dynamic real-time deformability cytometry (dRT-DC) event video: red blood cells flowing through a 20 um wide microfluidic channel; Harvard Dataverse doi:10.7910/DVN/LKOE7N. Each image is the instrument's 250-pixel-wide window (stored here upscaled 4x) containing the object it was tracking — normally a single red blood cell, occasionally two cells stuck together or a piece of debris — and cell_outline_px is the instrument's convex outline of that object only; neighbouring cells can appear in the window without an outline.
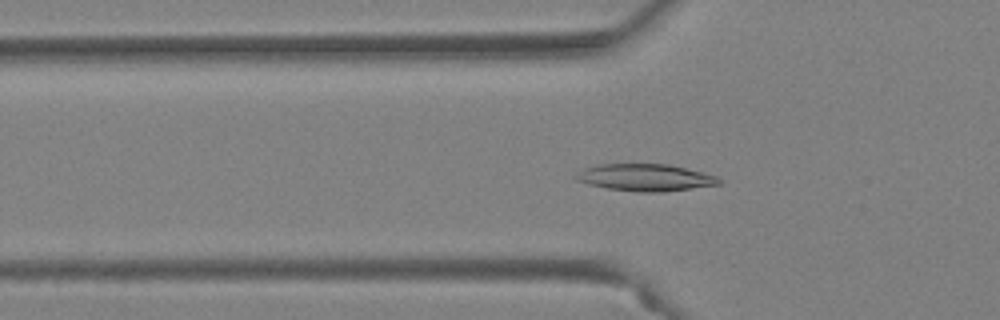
{"species": "Egyptian fruit bat (a non-hibernating species)", "species_latin": "Rousettus aegyptiacus", "temperature_condition": "warm", "stored_images_in_passage": 49, "camera_frame_rate_fps": 3000, "um_per_image_px": 0.085, "animal": {"sex": "female"}, "frame": {"image": 1, "passage_image": 17, "time_ms": 5.333, "image_size_px": [1000, 320], "cell_outline_px": [[720, 184], [660, 192], [640, 192], [608, 188], [588, 184], [576, 180], [572, 176], [584, 168], [596, 164], [668, 164], [716, 176], [720, 180]], "centroid_in_image_um": [54.77, 15.08], "position_along_channel_um": 71.0, "area_um2": 22.25}}
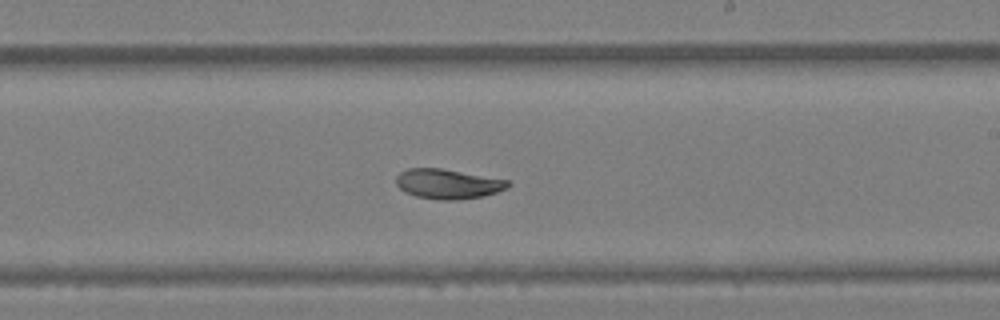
{"frame": {"image": 2, "passage_image": 30, "time_ms": 9.667, "image_size_px": [1000, 320], "cell_outline_px": [[512, 184], [508, 188], [484, 196], [460, 200], [440, 200], [416, 196], [404, 192], [396, 184], [396, 176], [400, 172], [408, 168], [440, 168], [508, 180]], "centroid_in_image_um": [38.07, 15.64], "position_along_channel_um": 250.9, "area_um2": 19.48}}
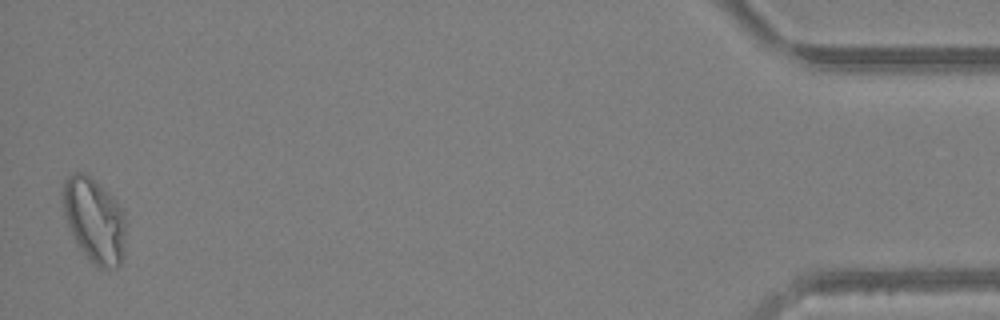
{"frame": {"image": 3, "passage_image": 49, "time_ms": 16.0, "image_size_px": [1000, 320], "cell_outline_px": [[124, 256], [120, 264], [116, 268], [100, 268], [80, 248], [72, 236], [64, 216], [60, 200], [60, 192], [64, 180], [72, 172], [84, 172], [108, 192], [116, 200], [124, 212]], "centroid_in_image_um": [7.97, 18.67], "position_along_channel_um": 427.2, "area_um2": 31.27}, "authors_computed_cell_mechanics": {"area_um2": 21.9062, "velocity_mm_per_s": 4.1684, "shape_relaxation_time_tau1_ms": 6.11, "shape_relaxation_time_tau2_ms": 1.7725, "deformation_change_tau1": 0.1994, "deformation_change_tau2": 0.0642}}